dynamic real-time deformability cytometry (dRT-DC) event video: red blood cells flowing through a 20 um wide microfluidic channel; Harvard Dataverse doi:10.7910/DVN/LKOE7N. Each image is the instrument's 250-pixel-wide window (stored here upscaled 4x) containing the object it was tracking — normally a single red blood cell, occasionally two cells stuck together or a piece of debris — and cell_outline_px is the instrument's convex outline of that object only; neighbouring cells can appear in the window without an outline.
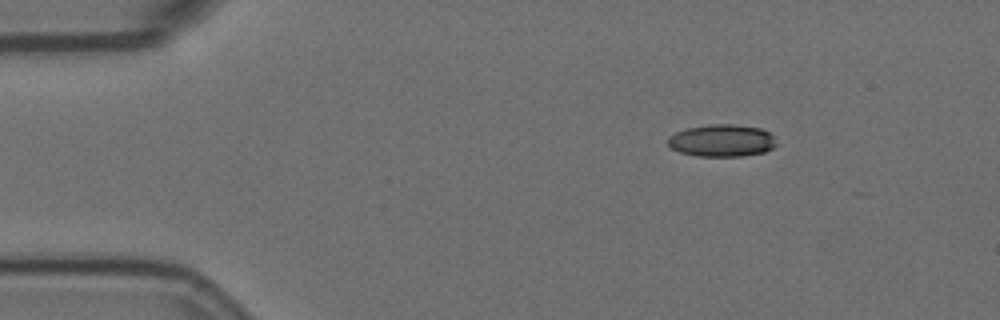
{"species": "Egyptian fruit bat (a non-hibernating species)", "species_latin": "Rousettus aegyptiacus", "temperature_condition": "room temperature", "stored_images_in_passage": 3, "camera_frame_rate_fps": 3000, "um_per_image_px": 0.085, "animal": {"sex": "female"}, "frame": {"image": 1, "passage_image": 1, "time_ms": 0.0, "image_size_px": [1000, 320], "cell_outline_px": [[776, 144], [772, 148], [764, 152], [740, 156], [696, 156], [680, 152], [672, 148], [668, 144], [668, 136], [676, 132], [688, 128], [708, 124], [732, 124], [760, 128], [776, 136]], "centroid_in_image_um": [61.37, 11.94], "position_along_channel_um": 23.6, "area_um2": 20.4}}